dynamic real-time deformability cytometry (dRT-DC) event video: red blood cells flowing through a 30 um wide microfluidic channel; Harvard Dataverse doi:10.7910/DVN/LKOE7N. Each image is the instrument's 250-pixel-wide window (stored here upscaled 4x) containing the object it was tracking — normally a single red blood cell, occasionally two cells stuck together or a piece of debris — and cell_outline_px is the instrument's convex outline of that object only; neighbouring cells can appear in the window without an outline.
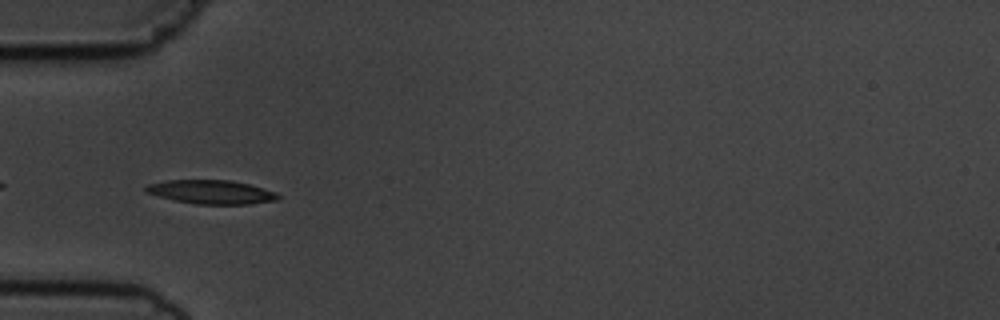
{"species": "common noctule bat (a hibernating species)", "species_latin": "Nyctalus noctula", "temperature_condition": "cold", "stored_images_in_passage": 40, "camera_frame_rate_fps": 3000, "um_per_image_px": 0.085, "animal": {"sex": "male", "body_mass_g": 19.5, "forearm_length_mm": 54.6}, "frame": {"image": 1, "passage_image": 3, "time_ms": 0.667, "image_size_px": [1000, 320], "cell_outline_px": [[280, 200], [248, 204], [196, 204], [176, 200], [144, 192], [144, 188], [148, 184], [168, 180], [228, 180], [248, 184], [276, 192], [280, 196]], "centroid_in_image_um": [17.98, 16.32], "position_along_channel_um": 67.0, "area_um2": 18.21}}
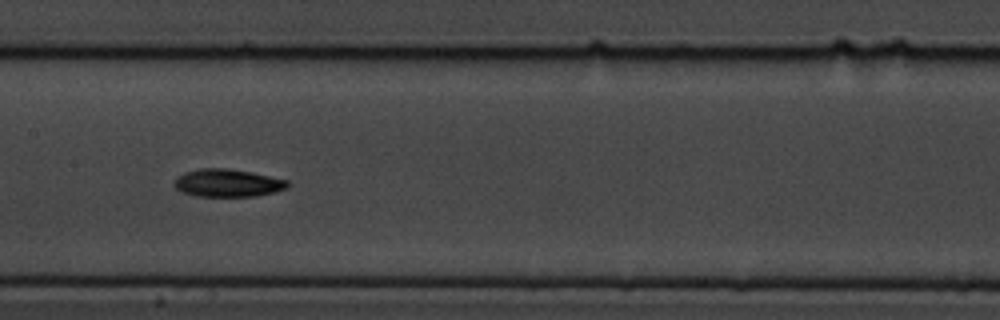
{"frame": {"image": 2, "passage_image": 13, "time_ms": 4.0, "image_size_px": [1000, 320], "cell_outline_px": [[288, 188], [276, 192], [256, 196], [196, 196], [184, 192], [176, 188], [176, 176], [184, 172], [200, 168], [228, 168], [252, 172], [288, 180]], "centroid_in_image_um": [19.38, 15.54], "position_along_channel_um": 188.0, "area_um2": 18.32}}
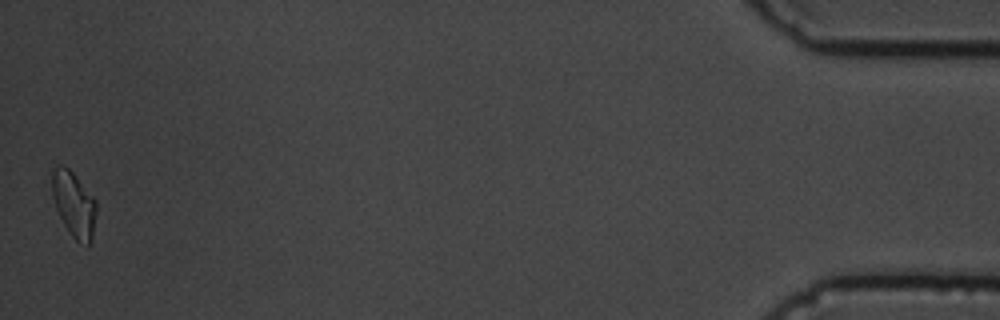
{"frame": {"image": 3, "passage_image": 40, "time_ms": 13.0, "image_size_px": [1000, 320], "cell_outline_px": [[96, 212], [92, 236], [88, 244], [76, 240], [72, 236], [64, 224], [56, 208], [52, 196], [52, 168], [60, 164], [64, 164], [76, 176], [96, 200]], "centroid_in_image_um": [6.26, 17.3], "position_along_channel_um": 428.9, "area_um2": 16.65}, "authors_computed_cell_mechanics": {"area_um2": 17.3111, "velocity_mm_per_s": 3.6552, "shape_relaxation_time_tau1_ms": 4.7525, "shape_relaxation_time_tau2_ms": null, "deformation_change_tau1": 0.1504, "deformation_change_tau2": null}}